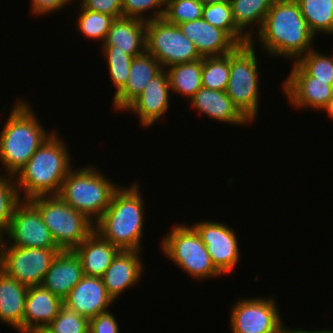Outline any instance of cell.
Segmentation results:
<instances>
[{"mask_svg":"<svg viewBox=\"0 0 333 333\" xmlns=\"http://www.w3.org/2000/svg\"><path fill=\"white\" fill-rule=\"evenodd\" d=\"M269 56L290 58L296 62L313 48L310 32L296 0H275L262 28L255 34Z\"/></svg>","mask_w":333,"mask_h":333,"instance_id":"6da1fadb","label":"cell"},{"mask_svg":"<svg viewBox=\"0 0 333 333\" xmlns=\"http://www.w3.org/2000/svg\"><path fill=\"white\" fill-rule=\"evenodd\" d=\"M56 132L36 150L15 175L20 196L24 194L22 200L58 195L61 184L72 169V159L66 149V143H63L64 140Z\"/></svg>","mask_w":333,"mask_h":333,"instance_id":"7a4b0ae2","label":"cell"},{"mask_svg":"<svg viewBox=\"0 0 333 333\" xmlns=\"http://www.w3.org/2000/svg\"><path fill=\"white\" fill-rule=\"evenodd\" d=\"M136 181L130 187H119L94 230L120 250L142 251L144 203Z\"/></svg>","mask_w":333,"mask_h":333,"instance_id":"3957f363","label":"cell"},{"mask_svg":"<svg viewBox=\"0 0 333 333\" xmlns=\"http://www.w3.org/2000/svg\"><path fill=\"white\" fill-rule=\"evenodd\" d=\"M27 101L17 99L0 132V162L14 176L55 132L48 133Z\"/></svg>","mask_w":333,"mask_h":333,"instance_id":"277c9868","label":"cell"},{"mask_svg":"<svg viewBox=\"0 0 333 333\" xmlns=\"http://www.w3.org/2000/svg\"><path fill=\"white\" fill-rule=\"evenodd\" d=\"M120 186L95 166L86 165L78 170H70L61 184L58 196L95 223L106 211L114 192Z\"/></svg>","mask_w":333,"mask_h":333,"instance_id":"5b68a950","label":"cell"},{"mask_svg":"<svg viewBox=\"0 0 333 333\" xmlns=\"http://www.w3.org/2000/svg\"><path fill=\"white\" fill-rule=\"evenodd\" d=\"M254 38L230 53L229 82L225 92L233 105L249 121H254L259 111V73Z\"/></svg>","mask_w":333,"mask_h":333,"instance_id":"8992f818","label":"cell"},{"mask_svg":"<svg viewBox=\"0 0 333 333\" xmlns=\"http://www.w3.org/2000/svg\"><path fill=\"white\" fill-rule=\"evenodd\" d=\"M29 201L41 213L44 224L61 250H74L94 231V222L58 195L39 196Z\"/></svg>","mask_w":333,"mask_h":333,"instance_id":"52a82bcc","label":"cell"},{"mask_svg":"<svg viewBox=\"0 0 333 333\" xmlns=\"http://www.w3.org/2000/svg\"><path fill=\"white\" fill-rule=\"evenodd\" d=\"M160 247L166 258L191 278L202 280L223 275L213 264L206 246L192 225L178 224L171 227Z\"/></svg>","mask_w":333,"mask_h":333,"instance_id":"ba28073f","label":"cell"},{"mask_svg":"<svg viewBox=\"0 0 333 333\" xmlns=\"http://www.w3.org/2000/svg\"><path fill=\"white\" fill-rule=\"evenodd\" d=\"M145 42L146 51L159 61L163 69L203 58L178 25L168 23L164 18L146 22Z\"/></svg>","mask_w":333,"mask_h":333,"instance_id":"9c48e42d","label":"cell"},{"mask_svg":"<svg viewBox=\"0 0 333 333\" xmlns=\"http://www.w3.org/2000/svg\"><path fill=\"white\" fill-rule=\"evenodd\" d=\"M273 298H246L234 303L231 310L232 333H288Z\"/></svg>","mask_w":333,"mask_h":333,"instance_id":"30bf717a","label":"cell"},{"mask_svg":"<svg viewBox=\"0 0 333 333\" xmlns=\"http://www.w3.org/2000/svg\"><path fill=\"white\" fill-rule=\"evenodd\" d=\"M60 250L4 246L2 270L27 287L41 285Z\"/></svg>","mask_w":333,"mask_h":333,"instance_id":"8fae6325","label":"cell"},{"mask_svg":"<svg viewBox=\"0 0 333 333\" xmlns=\"http://www.w3.org/2000/svg\"><path fill=\"white\" fill-rule=\"evenodd\" d=\"M5 234L8 236L5 246L59 248L44 224L41 213L29 200H23L16 207Z\"/></svg>","mask_w":333,"mask_h":333,"instance_id":"7c38bea8","label":"cell"},{"mask_svg":"<svg viewBox=\"0 0 333 333\" xmlns=\"http://www.w3.org/2000/svg\"><path fill=\"white\" fill-rule=\"evenodd\" d=\"M207 248L215 267L224 275L233 271L239 262L236 232L227 224L199 221L192 226Z\"/></svg>","mask_w":333,"mask_h":333,"instance_id":"4fadbf2b","label":"cell"},{"mask_svg":"<svg viewBox=\"0 0 333 333\" xmlns=\"http://www.w3.org/2000/svg\"><path fill=\"white\" fill-rule=\"evenodd\" d=\"M283 82L288 102L296 108L322 110L328 106L333 95V81H322L309 76L296 62Z\"/></svg>","mask_w":333,"mask_h":333,"instance_id":"5bb4252c","label":"cell"},{"mask_svg":"<svg viewBox=\"0 0 333 333\" xmlns=\"http://www.w3.org/2000/svg\"><path fill=\"white\" fill-rule=\"evenodd\" d=\"M63 303L88 319L110 310L114 299L108 294L101 277L84 275Z\"/></svg>","mask_w":333,"mask_h":333,"instance_id":"9a60e30c","label":"cell"},{"mask_svg":"<svg viewBox=\"0 0 333 333\" xmlns=\"http://www.w3.org/2000/svg\"><path fill=\"white\" fill-rule=\"evenodd\" d=\"M170 84L167 71L163 69L146 85L144 91L125 109L134 112L143 127L158 122L169 108Z\"/></svg>","mask_w":333,"mask_h":333,"instance_id":"2e32d148","label":"cell"},{"mask_svg":"<svg viewBox=\"0 0 333 333\" xmlns=\"http://www.w3.org/2000/svg\"><path fill=\"white\" fill-rule=\"evenodd\" d=\"M178 27L194 43L202 57L227 55L239 46L224 30L203 18L179 24Z\"/></svg>","mask_w":333,"mask_h":333,"instance_id":"e0dca14e","label":"cell"},{"mask_svg":"<svg viewBox=\"0 0 333 333\" xmlns=\"http://www.w3.org/2000/svg\"><path fill=\"white\" fill-rule=\"evenodd\" d=\"M141 251L120 250L101 277L108 294L116 301L122 292L133 287L143 275ZM140 258V259H139Z\"/></svg>","mask_w":333,"mask_h":333,"instance_id":"ac0fdd59","label":"cell"},{"mask_svg":"<svg viewBox=\"0 0 333 333\" xmlns=\"http://www.w3.org/2000/svg\"><path fill=\"white\" fill-rule=\"evenodd\" d=\"M162 70L159 61L146 50L133 57L127 83L114 94V109L124 111L144 91L152 78Z\"/></svg>","mask_w":333,"mask_h":333,"instance_id":"d6986e66","label":"cell"},{"mask_svg":"<svg viewBox=\"0 0 333 333\" xmlns=\"http://www.w3.org/2000/svg\"><path fill=\"white\" fill-rule=\"evenodd\" d=\"M83 276L82 262L74 250H60L41 285L64 300Z\"/></svg>","mask_w":333,"mask_h":333,"instance_id":"ffe728a7","label":"cell"},{"mask_svg":"<svg viewBox=\"0 0 333 333\" xmlns=\"http://www.w3.org/2000/svg\"><path fill=\"white\" fill-rule=\"evenodd\" d=\"M63 300L42 285L31 286L26 295L23 333L47 327L59 314Z\"/></svg>","mask_w":333,"mask_h":333,"instance_id":"44dd1931","label":"cell"},{"mask_svg":"<svg viewBox=\"0 0 333 333\" xmlns=\"http://www.w3.org/2000/svg\"><path fill=\"white\" fill-rule=\"evenodd\" d=\"M145 40L146 21L120 17L112 22L102 46H114V51L135 57L146 50Z\"/></svg>","mask_w":333,"mask_h":333,"instance_id":"7402d4cb","label":"cell"},{"mask_svg":"<svg viewBox=\"0 0 333 333\" xmlns=\"http://www.w3.org/2000/svg\"><path fill=\"white\" fill-rule=\"evenodd\" d=\"M191 106L209 118L231 125H245L250 123L233 105L231 98L225 91L201 87L189 100Z\"/></svg>","mask_w":333,"mask_h":333,"instance_id":"603a6c76","label":"cell"},{"mask_svg":"<svg viewBox=\"0 0 333 333\" xmlns=\"http://www.w3.org/2000/svg\"><path fill=\"white\" fill-rule=\"evenodd\" d=\"M120 249L95 230L74 249L82 262L83 274L102 277Z\"/></svg>","mask_w":333,"mask_h":333,"instance_id":"cb8c5ba5","label":"cell"},{"mask_svg":"<svg viewBox=\"0 0 333 333\" xmlns=\"http://www.w3.org/2000/svg\"><path fill=\"white\" fill-rule=\"evenodd\" d=\"M29 287L0 270V322L23 333V316Z\"/></svg>","mask_w":333,"mask_h":333,"instance_id":"d4e9b609","label":"cell"},{"mask_svg":"<svg viewBox=\"0 0 333 333\" xmlns=\"http://www.w3.org/2000/svg\"><path fill=\"white\" fill-rule=\"evenodd\" d=\"M274 1L275 0H230L234 23L250 41L254 37L253 34H251L250 28L253 27L252 25L257 24V32L260 31L265 17Z\"/></svg>","mask_w":333,"mask_h":333,"instance_id":"484cf974","label":"cell"},{"mask_svg":"<svg viewBox=\"0 0 333 333\" xmlns=\"http://www.w3.org/2000/svg\"><path fill=\"white\" fill-rule=\"evenodd\" d=\"M169 77L170 89L188 101L202 87V58L193 62L175 64L165 69Z\"/></svg>","mask_w":333,"mask_h":333,"instance_id":"4316f807","label":"cell"},{"mask_svg":"<svg viewBox=\"0 0 333 333\" xmlns=\"http://www.w3.org/2000/svg\"><path fill=\"white\" fill-rule=\"evenodd\" d=\"M310 32L333 35V0H296Z\"/></svg>","mask_w":333,"mask_h":333,"instance_id":"83f0119b","label":"cell"},{"mask_svg":"<svg viewBox=\"0 0 333 333\" xmlns=\"http://www.w3.org/2000/svg\"><path fill=\"white\" fill-rule=\"evenodd\" d=\"M202 18L214 27L224 30L239 46L250 43L234 23L230 2L203 6Z\"/></svg>","mask_w":333,"mask_h":333,"instance_id":"f1b7e54d","label":"cell"},{"mask_svg":"<svg viewBox=\"0 0 333 333\" xmlns=\"http://www.w3.org/2000/svg\"><path fill=\"white\" fill-rule=\"evenodd\" d=\"M230 53L223 56L202 58V86L225 91L229 82Z\"/></svg>","mask_w":333,"mask_h":333,"instance_id":"f546056e","label":"cell"},{"mask_svg":"<svg viewBox=\"0 0 333 333\" xmlns=\"http://www.w3.org/2000/svg\"><path fill=\"white\" fill-rule=\"evenodd\" d=\"M80 14L77 20V30L89 39L101 40L103 43L106 39L107 33L115 20L113 16L91 11L86 9L81 3Z\"/></svg>","mask_w":333,"mask_h":333,"instance_id":"4dcf8cb0","label":"cell"},{"mask_svg":"<svg viewBox=\"0 0 333 333\" xmlns=\"http://www.w3.org/2000/svg\"><path fill=\"white\" fill-rule=\"evenodd\" d=\"M104 59L107 60L110 79L118 93L127 83L133 56L114 51V46H103Z\"/></svg>","mask_w":333,"mask_h":333,"instance_id":"1f68e13d","label":"cell"},{"mask_svg":"<svg viewBox=\"0 0 333 333\" xmlns=\"http://www.w3.org/2000/svg\"><path fill=\"white\" fill-rule=\"evenodd\" d=\"M14 179V176L0 174V228L4 230L16 207L23 201Z\"/></svg>","mask_w":333,"mask_h":333,"instance_id":"d6a6232c","label":"cell"},{"mask_svg":"<svg viewBox=\"0 0 333 333\" xmlns=\"http://www.w3.org/2000/svg\"><path fill=\"white\" fill-rule=\"evenodd\" d=\"M203 6L198 0H166L163 18L175 25L194 21L202 18Z\"/></svg>","mask_w":333,"mask_h":333,"instance_id":"836d02e7","label":"cell"},{"mask_svg":"<svg viewBox=\"0 0 333 333\" xmlns=\"http://www.w3.org/2000/svg\"><path fill=\"white\" fill-rule=\"evenodd\" d=\"M296 63L309 75L322 81H333L332 56L311 49L301 56Z\"/></svg>","mask_w":333,"mask_h":333,"instance_id":"e575fe53","label":"cell"},{"mask_svg":"<svg viewBox=\"0 0 333 333\" xmlns=\"http://www.w3.org/2000/svg\"><path fill=\"white\" fill-rule=\"evenodd\" d=\"M47 328L53 333H89V319L63 305Z\"/></svg>","mask_w":333,"mask_h":333,"instance_id":"d590c367","label":"cell"},{"mask_svg":"<svg viewBox=\"0 0 333 333\" xmlns=\"http://www.w3.org/2000/svg\"><path fill=\"white\" fill-rule=\"evenodd\" d=\"M165 7L166 0H122V15L123 17L138 18L147 22L163 18ZM152 9L154 11L151 16H144L147 13L146 11L149 13Z\"/></svg>","mask_w":333,"mask_h":333,"instance_id":"8d00e7d4","label":"cell"},{"mask_svg":"<svg viewBox=\"0 0 333 333\" xmlns=\"http://www.w3.org/2000/svg\"><path fill=\"white\" fill-rule=\"evenodd\" d=\"M80 3L86 9L113 16L115 19L123 17L122 0H82Z\"/></svg>","mask_w":333,"mask_h":333,"instance_id":"74e56055","label":"cell"},{"mask_svg":"<svg viewBox=\"0 0 333 333\" xmlns=\"http://www.w3.org/2000/svg\"><path fill=\"white\" fill-rule=\"evenodd\" d=\"M89 333H120L117 319L109 311L89 319Z\"/></svg>","mask_w":333,"mask_h":333,"instance_id":"f35d334b","label":"cell"},{"mask_svg":"<svg viewBox=\"0 0 333 333\" xmlns=\"http://www.w3.org/2000/svg\"><path fill=\"white\" fill-rule=\"evenodd\" d=\"M31 12L34 15H46L53 13L54 11L61 10L67 4H70L68 0H31Z\"/></svg>","mask_w":333,"mask_h":333,"instance_id":"ab89813d","label":"cell"},{"mask_svg":"<svg viewBox=\"0 0 333 333\" xmlns=\"http://www.w3.org/2000/svg\"><path fill=\"white\" fill-rule=\"evenodd\" d=\"M5 236V230L0 228V270H2L3 267V255H4V246L6 243Z\"/></svg>","mask_w":333,"mask_h":333,"instance_id":"60d3db41","label":"cell"},{"mask_svg":"<svg viewBox=\"0 0 333 333\" xmlns=\"http://www.w3.org/2000/svg\"><path fill=\"white\" fill-rule=\"evenodd\" d=\"M288 333H333V330L332 329H321V330H316V331H312V330H305V329H288Z\"/></svg>","mask_w":333,"mask_h":333,"instance_id":"b9f144b4","label":"cell"},{"mask_svg":"<svg viewBox=\"0 0 333 333\" xmlns=\"http://www.w3.org/2000/svg\"><path fill=\"white\" fill-rule=\"evenodd\" d=\"M201 4L204 6L206 5H212V4H218L222 2H230V0H198Z\"/></svg>","mask_w":333,"mask_h":333,"instance_id":"7bdbcfd3","label":"cell"},{"mask_svg":"<svg viewBox=\"0 0 333 333\" xmlns=\"http://www.w3.org/2000/svg\"><path fill=\"white\" fill-rule=\"evenodd\" d=\"M324 111H327L328 116L333 119V95L330 99V102L328 104V106L324 109Z\"/></svg>","mask_w":333,"mask_h":333,"instance_id":"ee69618b","label":"cell"},{"mask_svg":"<svg viewBox=\"0 0 333 333\" xmlns=\"http://www.w3.org/2000/svg\"><path fill=\"white\" fill-rule=\"evenodd\" d=\"M28 333H53L47 327H40L29 331Z\"/></svg>","mask_w":333,"mask_h":333,"instance_id":"f6af8a7d","label":"cell"}]
</instances>
